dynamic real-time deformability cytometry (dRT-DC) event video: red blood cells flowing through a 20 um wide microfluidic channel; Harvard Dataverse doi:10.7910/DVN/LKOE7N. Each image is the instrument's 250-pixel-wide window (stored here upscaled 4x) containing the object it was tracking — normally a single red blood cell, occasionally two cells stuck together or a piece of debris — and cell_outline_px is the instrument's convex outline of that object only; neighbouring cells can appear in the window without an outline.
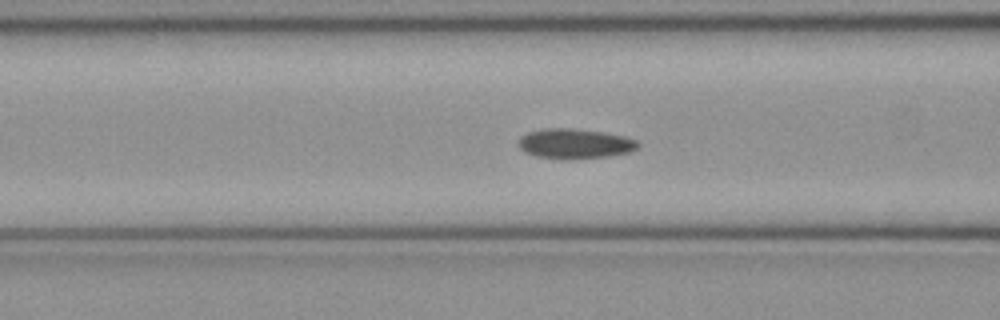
{"species": "common noctule bat (a hibernating species)", "species_latin": "Nyctalus noctula", "temperature_condition": "cold", "stored_images_in_passage": 52, "camera_frame_rate_fps": 3000, "um_per_image_px": 0.085, "animal": {"sex": "female", "body_mass_g": 21.9}, "frame": {"image": 1, "passage_image": 20, "time_ms": 6.333, "image_size_px": [1000, 320], "cell_outline_px": [[640, 144], [632, 152], [608, 156], [568, 160], [560, 160], [536, 156], [524, 152], [516, 144], [516, 140], [520, 136], [528, 132], [544, 128], [572, 128], [604, 132], [624, 136], [636, 140]], "centroid_in_image_um": [48.81, 12.22], "position_along_channel_um": 117.8, "area_um2": 21.33}}
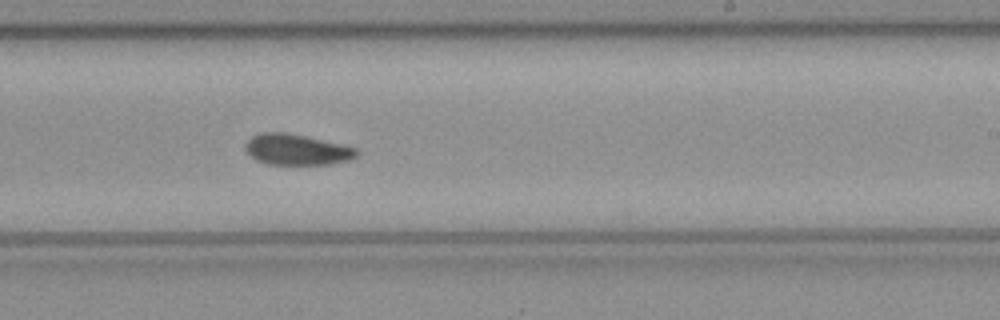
{"frame": {"image": 2, "passage_image": 31, "time_ms": 10.0, "image_size_px": [1000, 320], "cell_outline_px": [[360, 152], [356, 156], [348, 160], [328, 164], [268, 164], [256, 160], [244, 148], [244, 144], [252, 136], [260, 132], [284, 132], [304, 136], [340, 144], [356, 148]], "centroid_in_image_um": [25.19, 12.71], "position_along_channel_um": 263.8, "area_um2": 19.77}}
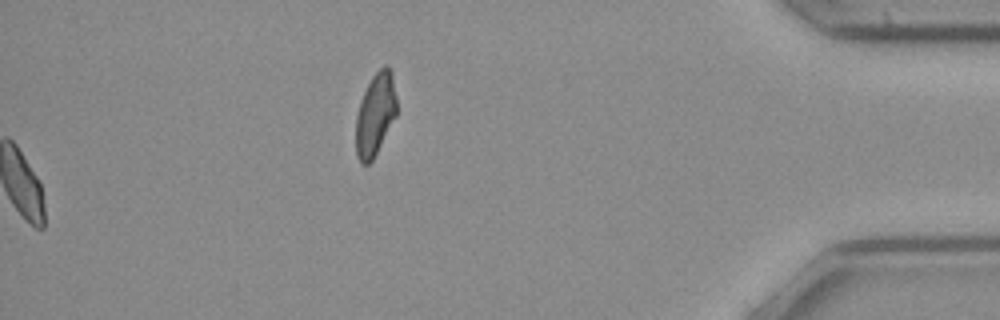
{"frame": {"image": 3, "passage_image": 52, "time_ms": 17.0, "image_size_px": [1000, 320], "cell_outline_px": [[396, 116], [372, 160], [368, 164], [360, 164], [356, 156], [356, 116], [360, 100], [372, 76], [384, 64], [388, 64], [392, 72], [396, 96]], "centroid_in_image_um": [31.89, 9.7], "position_along_channel_um": 403.3, "area_um2": 19.65}, "authors_computed_cell_mechanics": {"area_um2": 19.9988, "velocity_mm_per_s": 3.9816, "shape_relaxation_time_tau1_ms": 7.2791, "shape_relaxation_time_tau2_ms": 5.4527, "deformation_change_tau1": 0.1016, "deformation_change_tau2": 0.0972}}